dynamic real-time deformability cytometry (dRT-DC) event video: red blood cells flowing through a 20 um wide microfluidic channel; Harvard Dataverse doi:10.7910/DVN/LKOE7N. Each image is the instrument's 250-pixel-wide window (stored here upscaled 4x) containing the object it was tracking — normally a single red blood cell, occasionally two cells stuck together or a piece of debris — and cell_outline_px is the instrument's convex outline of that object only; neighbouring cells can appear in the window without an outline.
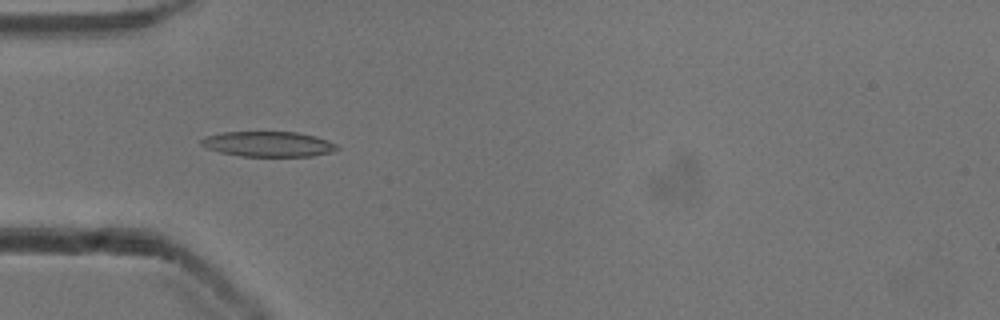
{"species": "common noctule bat (a hibernating species)", "species_latin": "Nyctalus noctula", "temperature_condition": "cold", "stored_images_in_passage": 53, "camera_frame_rate_fps": 3000, "um_per_image_px": 0.085, "animal": {"sex": "male", "body_mass_g": 13.3}, "frame": {"image": 1, "passage_image": 16, "time_ms": 5.0, "image_size_px": [1000, 320], "cell_outline_px": [[340, 148], [332, 152], [312, 156], [240, 156], [220, 152], [208, 148], [200, 144], [200, 140], [208, 136], [224, 132], [296, 132], [316, 136], [328, 140], [336, 144]], "centroid_in_image_um": [22.84, 12.25], "position_along_channel_um": 62.2, "area_um2": 19.88}}
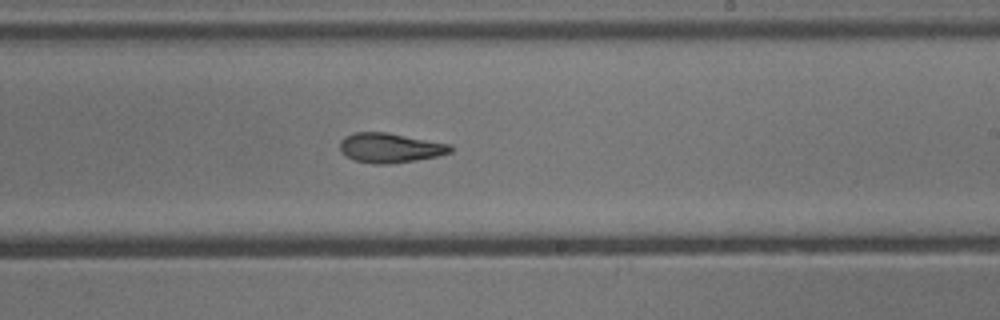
{"frame": {"image": 2, "passage_image": 31, "time_ms": 10.0, "image_size_px": [1000, 320], "cell_outline_px": [[452, 152], [436, 156], [416, 160], [388, 164], [372, 164], [352, 160], [340, 152], [340, 140], [344, 136], [352, 132], [388, 132], [452, 144]], "centroid_in_image_um": [33.12, 12.56], "position_along_channel_um": 255.9, "area_um2": 19.42}}
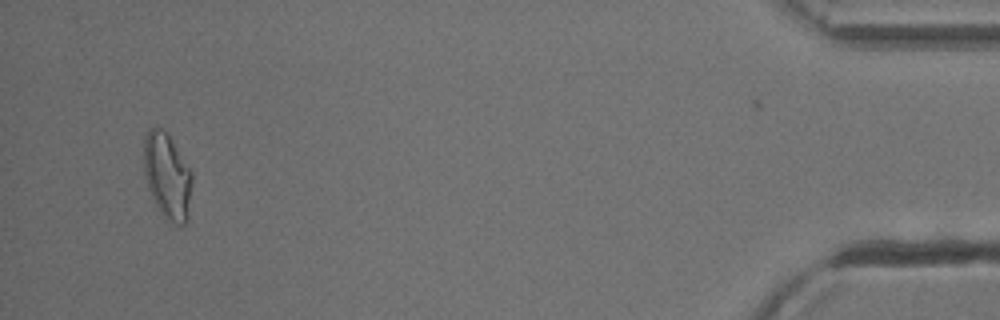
{"frame": {"image": 3, "passage_image": 50, "time_ms": 16.333, "image_size_px": [1000, 320], "cell_outline_px": [[192, 184], [188, 216], [184, 224], [176, 224], [156, 208], [148, 188], [144, 172], [144, 136], [148, 128], [160, 128], [168, 136], [192, 172]], "centroid_in_image_um": [14.2, 14.97], "position_along_channel_um": 421.0, "area_um2": 23.7}, "authors_computed_cell_mechanics": {"area_um2": 19.5364, "velocity_mm_per_s": 3.8945, "shape_relaxation_time_tau1_ms": null, "shape_relaxation_time_tau2_ms": 3.9765, "deformation_change_tau1": null, "deformation_change_tau2": 0.1289}}